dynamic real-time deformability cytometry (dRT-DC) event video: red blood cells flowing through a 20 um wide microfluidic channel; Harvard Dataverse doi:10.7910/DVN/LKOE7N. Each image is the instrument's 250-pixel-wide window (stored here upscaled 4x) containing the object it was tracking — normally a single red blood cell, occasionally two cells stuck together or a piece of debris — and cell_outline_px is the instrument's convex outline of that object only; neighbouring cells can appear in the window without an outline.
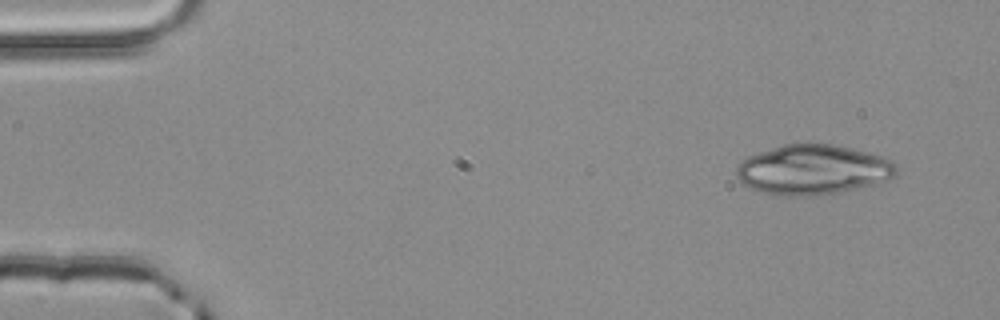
{"species": "common noctule bat (a hibernating species)", "species_latin": "Nyctalus noctula", "temperature_condition": "room temperature", "stored_images_in_passage": 3, "camera_frame_rate_fps": 3000, "um_per_image_px": 0.085, "animal": {"sex": "male", "body_mass_g": 20.4}, "frame": {"image": 1, "passage_image": 1, "time_ms": 0.0, "image_size_px": [1000, 320], "cell_outline_px": [[896, 172], [888, 180], [876, 184], [840, 192], [788, 196], [764, 192], [752, 188], [744, 184], [736, 176], [736, 168], [748, 156], [784, 144], [808, 140], [832, 144], [852, 148], [880, 156], [896, 164]], "centroid_in_image_um": [69.1, 14.38], "position_along_channel_um": 15.9, "area_um2": 46.36}}